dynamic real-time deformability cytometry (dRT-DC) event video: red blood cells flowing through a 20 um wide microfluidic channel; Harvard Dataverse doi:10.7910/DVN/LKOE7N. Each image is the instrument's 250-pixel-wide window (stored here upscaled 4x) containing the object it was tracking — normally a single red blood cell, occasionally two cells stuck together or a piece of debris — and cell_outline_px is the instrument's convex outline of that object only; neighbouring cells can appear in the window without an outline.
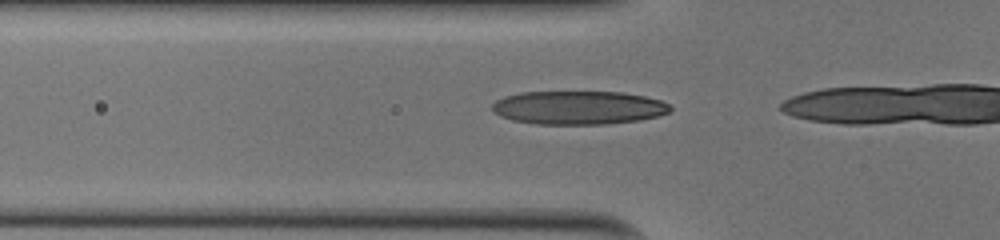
{"species": "human", "species_latin": "Homo sapiens", "temperature_condition": "cold", "stored_images_in_passage": 15, "camera_frame_rate_fps": 3000, "um_per_image_px": 0.085, "donor": {"sex": "male"}, "frame": {"image": 1, "passage_image": 13, "time_ms": 4.0, "image_size_px": [1000, 240], "cell_outline_px": [[672, 108], [668, 112], [656, 116], [640, 120], [608, 124], [536, 124], [512, 120], [500, 116], [492, 112], [492, 104], [496, 100], [504, 96], [520, 92], [620, 92], [644, 96], [660, 100], [668, 104]], "centroid_in_image_um": [49.12, 9.15], "position_along_channel_um": 76.7, "area_um2": 34.85}}